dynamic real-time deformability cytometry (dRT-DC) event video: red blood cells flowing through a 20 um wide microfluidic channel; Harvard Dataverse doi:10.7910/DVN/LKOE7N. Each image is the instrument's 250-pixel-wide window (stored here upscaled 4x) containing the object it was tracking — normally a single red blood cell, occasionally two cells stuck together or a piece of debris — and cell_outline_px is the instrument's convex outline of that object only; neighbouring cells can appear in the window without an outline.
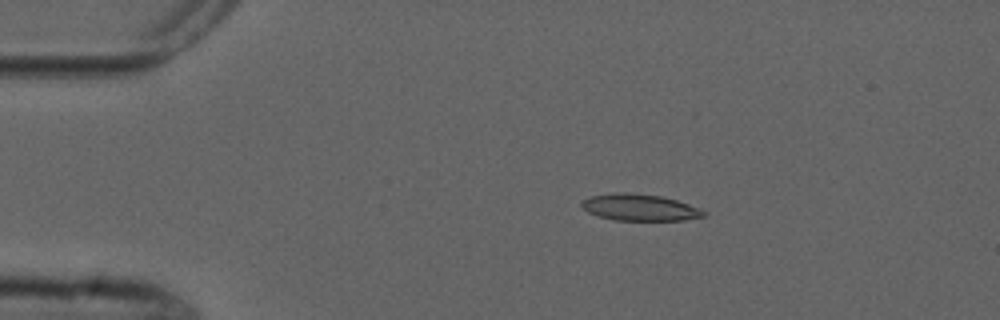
{"species": "common noctule bat (a hibernating species)", "species_latin": "Nyctalus noctula", "temperature_condition": "cold", "stored_images_in_passage": 6, "camera_frame_rate_fps": 3000, "um_per_image_px": 0.085, "animal": {"sex": "male", "forearm_length_mm": 52.5}, "frame": {"image": 1, "passage_image": 3, "time_ms": 2.333, "image_size_px": [1000, 320], "cell_outline_px": [[708, 216], [684, 220], [616, 220], [600, 216], [588, 212], [580, 204], [584, 200], [592, 196], [616, 192], [628, 192], [660, 196], [676, 200], [700, 208], [708, 212]], "centroid_in_image_um": [54.44, 17.63], "position_along_channel_um": 30.6, "area_um2": 18.84}}
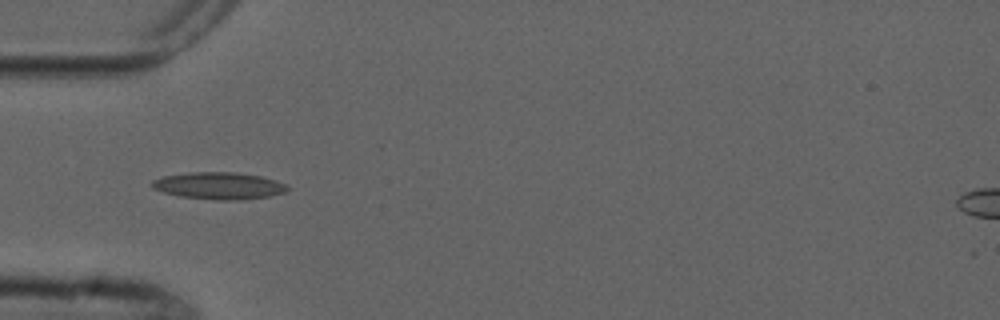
{"frame": {"image": 2, "passage_image": 5, "time_ms": 4.667, "image_size_px": [1000, 320], "cell_outline_px": [[288, 192], [268, 196], [240, 200], [212, 200], [180, 196], [164, 192], [152, 188], [148, 184], [152, 180], [164, 176], [192, 172], [236, 172], [260, 176], [276, 180], [288, 184]], "centroid_in_image_um": [18.62, 15.79], "position_along_channel_um": 66.4, "area_um2": 21.5}}
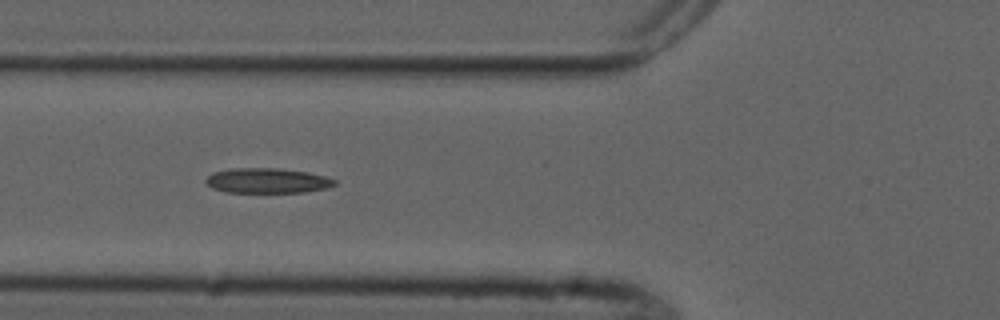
{"frame": {"image": 3, "passage_image": 6, "time_ms": 5.667, "image_size_px": [1000, 320], "cell_outline_px": [[336, 184], [328, 188], [304, 192], [224, 192], [212, 188], [204, 180], [212, 172], [236, 168], [276, 168], [308, 172], [324, 176], [336, 180]], "centroid_in_image_um": [22.71, 15.36], "position_along_channel_um": 103.1, "area_um2": 18.73}}